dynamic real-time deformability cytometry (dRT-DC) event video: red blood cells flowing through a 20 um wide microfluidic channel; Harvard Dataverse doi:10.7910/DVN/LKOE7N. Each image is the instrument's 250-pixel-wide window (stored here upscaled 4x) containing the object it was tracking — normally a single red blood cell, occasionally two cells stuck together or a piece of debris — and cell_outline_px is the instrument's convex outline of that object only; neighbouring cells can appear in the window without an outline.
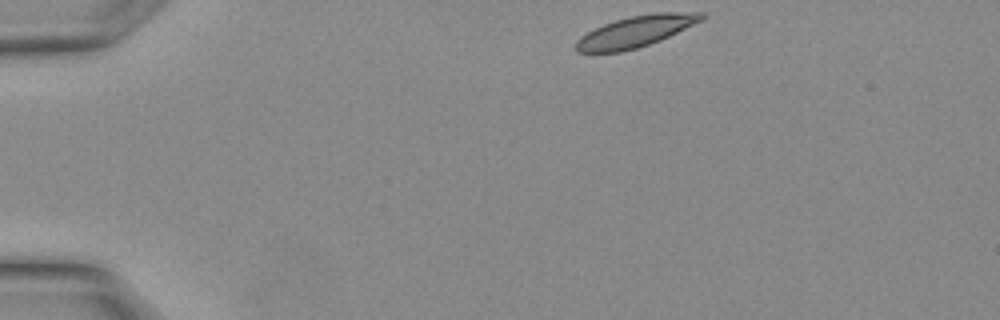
{"species": "Egyptian fruit bat (a non-hibernating species)", "species_latin": "Rousettus aegyptiacus", "temperature_condition": "warm", "stored_images_in_passage": 13, "camera_frame_rate_fps": 3000, "um_per_image_px": 0.085, "animal": {"sex": "female"}, "frame": {"image": 1, "passage_image": 1, "time_ms": 0.0, "image_size_px": [1000, 320], "cell_outline_px": [[704, 20], [660, 40], [636, 48], [620, 52], [576, 52], [576, 40], [580, 36], [604, 24], [616, 20], [632, 16], [656, 12], [704, 12]], "centroid_in_image_um": [54.06, 2.67], "position_along_channel_um": 30.9, "area_um2": 22.6}}
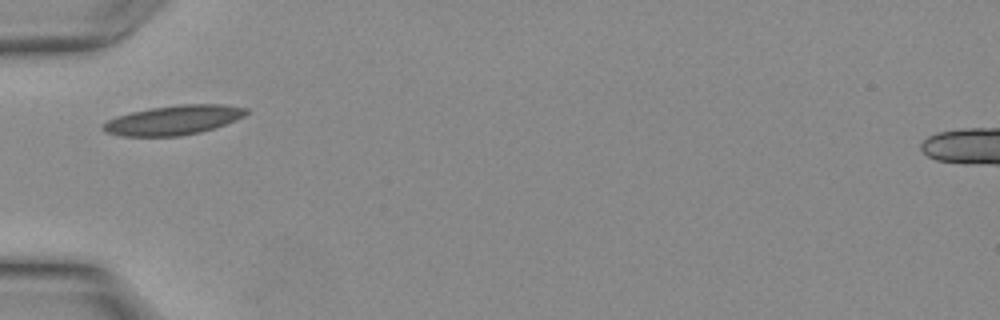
{"frame": {"image": 2, "passage_image": 6, "time_ms": 1.667, "image_size_px": [1000, 320], "cell_outline_px": [[248, 112], [244, 116], [236, 120], [200, 132], [180, 136], [120, 136], [104, 132], [100, 128], [100, 124], [116, 116], [132, 112], [152, 108], [180, 104], [220, 104], [248, 108]], "centroid_in_image_um": [14.7, 10.21], "position_along_channel_um": 70.3, "area_um2": 24.57}}
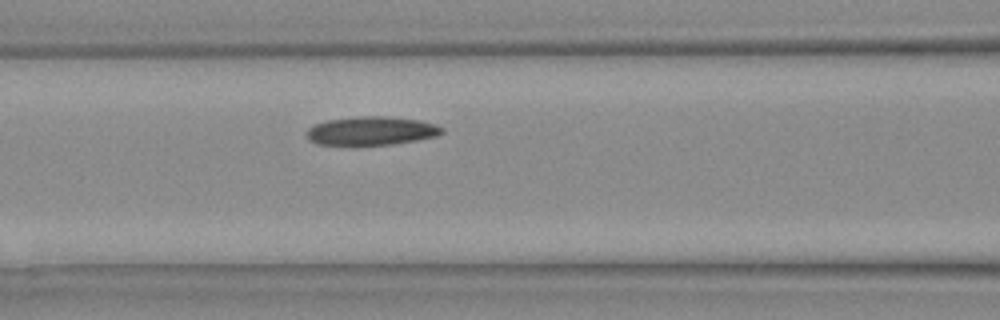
{"frame": {"image": 3, "passage_image": 9, "time_ms": 2.667, "image_size_px": [1000, 320], "cell_outline_px": [[444, 132], [436, 136], [416, 140], [392, 144], [316, 144], [308, 140], [308, 128], [312, 124], [324, 120], [360, 116], [388, 116], [420, 120], [436, 124], [444, 128]], "centroid_in_image_um": [31.57, 11.1], "position_along_channel_um": 135.0, "area_um2": 22.54}}